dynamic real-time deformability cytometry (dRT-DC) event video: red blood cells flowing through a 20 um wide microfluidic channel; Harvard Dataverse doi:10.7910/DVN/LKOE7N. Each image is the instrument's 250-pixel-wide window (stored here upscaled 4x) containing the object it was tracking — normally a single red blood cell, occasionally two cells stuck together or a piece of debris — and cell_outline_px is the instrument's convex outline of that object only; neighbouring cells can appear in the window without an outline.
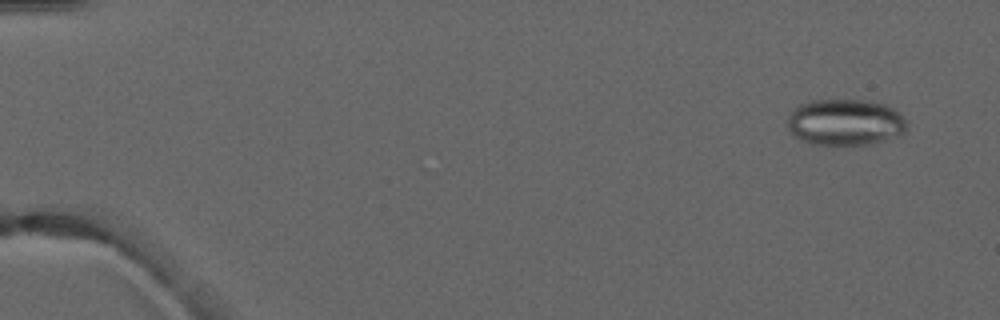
{"species": "common noctule bat (a hibernating species)", "species_latin": "Nyctalus noctula", "temperature_condition": "warm", "stored_images_in_passage": 6, "camera_frame_rate_fps": 3000, "um_per_image_px": 0.085, "animal": {"sex": "male", "forearm_length_mm": 52.5}, "frame": {"image": 1, "passage_image": 1, "time_ms": 0.0, "image_size_px": [1000, 320], "cell_outline_px": [[904, 132], [884, 140], [868, 144], [812, 144], [800, 140], [788, 128], [788, 116], [792, 108], [800, 104], [812, 100], [868, 100], [884, 104], [900, 112], [904, 120]], "centroid_in_image_um": [71.79, 10.37], "position_along_channel_um": 13.2, "area_um2": 31.96}}